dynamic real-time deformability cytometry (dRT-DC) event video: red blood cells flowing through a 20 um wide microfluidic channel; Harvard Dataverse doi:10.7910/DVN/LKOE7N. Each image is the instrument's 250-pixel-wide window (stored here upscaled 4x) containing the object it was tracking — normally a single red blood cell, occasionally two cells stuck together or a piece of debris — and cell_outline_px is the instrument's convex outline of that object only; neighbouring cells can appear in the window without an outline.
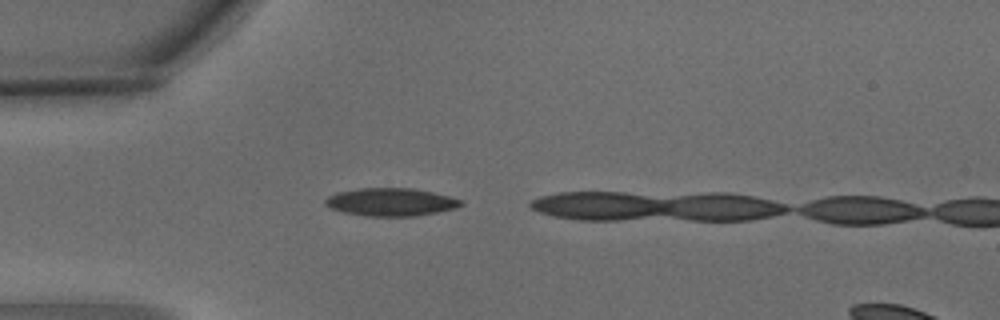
{"species": "common noctule bat (a hibernating species)", "species_latin": "Nyctalus noctula", "temperature_condition": "warm", "stored_images_in_passage": 2, "camera_frame_rate_fps": 3000, "um_per_image_px": 0.085, "animal": {"sex": "male", "body_mass_g": 15.6}, "frame": {"image": 1, "passage_image": 1, "time_ms": 0.0, "image_size_px": [1000, 320], "cell_outline_px": [[464, 204], [456, 208], [416, 216], [368, 216], [344, 212], [332, 208], [324, 204], [324, 200], [328, 196], [336, 192], [360, 188], [412, 188], [432, 192], [464, 200]], "centroid_in_image_um": [33.23, 17.17], "position_along_channel_um": 51.8, "area_um2": 22.02}}